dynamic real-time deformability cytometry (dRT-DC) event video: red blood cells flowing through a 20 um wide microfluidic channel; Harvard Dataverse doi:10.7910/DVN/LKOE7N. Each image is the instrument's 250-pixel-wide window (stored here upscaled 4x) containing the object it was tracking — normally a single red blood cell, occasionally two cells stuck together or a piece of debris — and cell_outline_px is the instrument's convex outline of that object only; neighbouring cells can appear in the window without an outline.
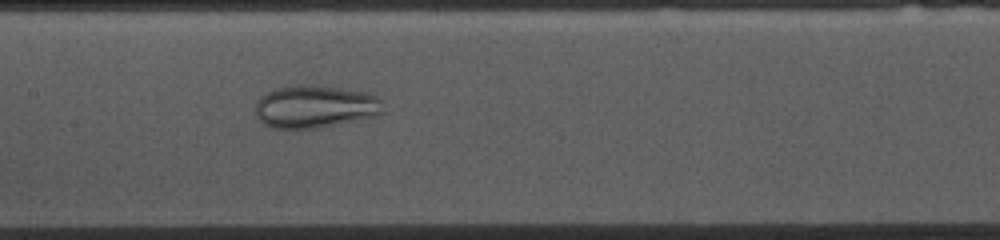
{"species": "common noctule bat (a hibernating species)", "species_latin": "Nyctalus noctula", "temperature_condition": "cold", "stored_images_in_passage": 50, "camera_frame_rate_fps": 3000, "um_per_image_px": 0.085, "animal": {"sex": "female", "body_mass_g": 10.0, "forearm_length_mm": 53.1}, "frame": {"image": 1, "passage_image": 21, "time_ms": 6.667, "image_size_px": [1000, 240], "cell_outline_px": [[380, 112], [372, 116], [316, 128], [272, 128], [264, 124], [256, 116], [256, 100], [260, 96], [272, 88], [296, 84], [316, 84], [368, 92], [376, 96], [380, 100]], "centroid_in_image_um": [26.68, 9.02], "position_along_channel_um": 180.7, "area_um2": 31.67}}
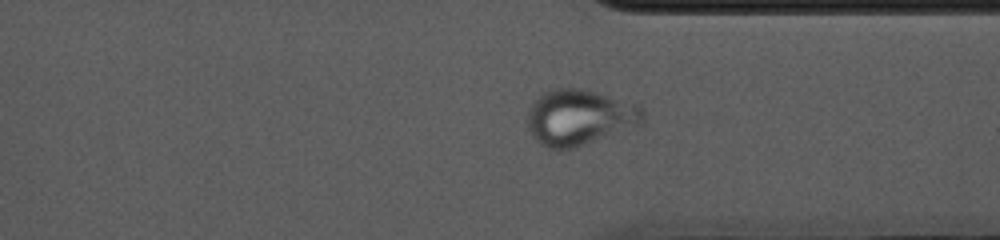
{"frame": {"image": 2, "passage_image": 36, "time_ms": 11.667, "image_size_px": [1000, 240], "cell_outline_px": [[644, 120], [640, 124], [576, 148], [544, 148], [532, 136], [528, 128], [528, 108], [544, 92], [552, 88], [584, 88], [636, 104], [644, 112]], "centroid_in_image_um": [49.23, 9.97], "position_along_channel_um": 362.2, "area_um2": 37.34}}
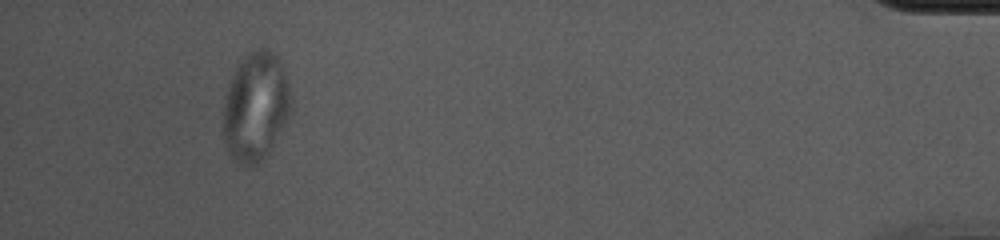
{"frame": {"image": 3, "passage_image": 46, "time_ms": 15.0, "image_size_px": [1000, 240], "cell_outline_px": [[292, 108], [268, 156], [256, 164], [240, 164], [228, 152], [224, 140], [224, 104], [228, 84], [240, 60], [248, 52], [256, 48], [268, 48], [280, 60], [292, 96]], "centroid_in_image_um": [21.75, 9.04], "position_along_channel_um": 413.5, "area_um2": 42.95}}